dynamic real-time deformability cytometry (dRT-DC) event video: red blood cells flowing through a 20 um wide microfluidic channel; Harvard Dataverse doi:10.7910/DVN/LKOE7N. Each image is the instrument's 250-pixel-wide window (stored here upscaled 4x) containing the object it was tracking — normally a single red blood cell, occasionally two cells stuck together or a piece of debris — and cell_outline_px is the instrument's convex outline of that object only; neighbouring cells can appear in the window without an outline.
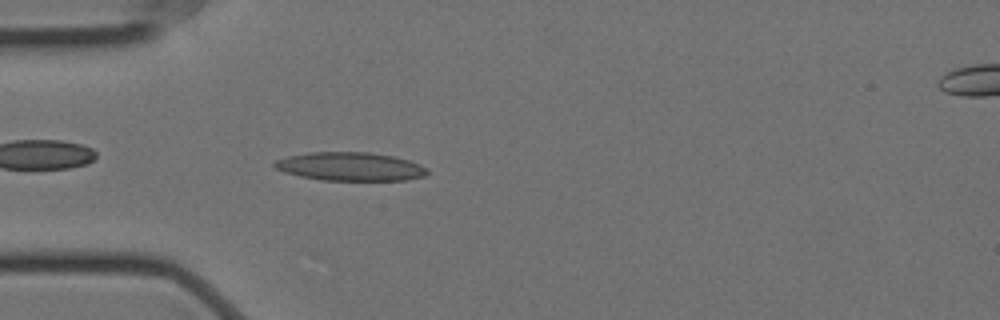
{"species": "Egyptian fruit bat (a non-hibernating species)", "species_latin": "Rousettus aegyptiacus", "temperature_condition": "cold", "stored_images_in_passage": 49, "camera_frame_rate_fps": 3000, "um_per_image_px": 0.085, "animal": {"sex": "female"}, "frame": {"image": 1, "passage_image": 15, "time_ms": 4.667, "image_size_px": [1000, 320], "cell_outline_px": [[428, 172], [424, 176], [404, 180], [320, 180], [300, 176], [284, 172], [276, 168], [272, 164], [276, 160], [288, 156], [308, 152], [368, 152], [392, 156], [408, 160], [420, 164], [428, 168]], "centroid_in_image_um": [29.76, 14.15], "position_along_channel_um": 55.2, "area_um2": 25.32}}
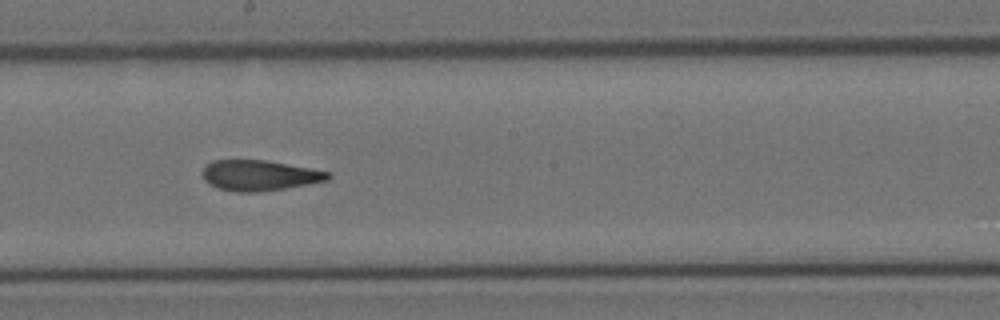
{"frame": {"image": 2, "passage_image": 30, "time_ms": 9.667, "image_size_px": [1000, 320], "cell_outline_px": [[332, 176], [328, 180], [308, 184], [260, 192], [236, 192], [220, 188], [208, 184], [204, 180], [204, 164], [212, 160], [268, 160], [312, 168], [332, 172]], "centroid_in_image_um": [22.08, 14.9], "position_along_channel_um": 226.1, "area_um2": 22.48}}
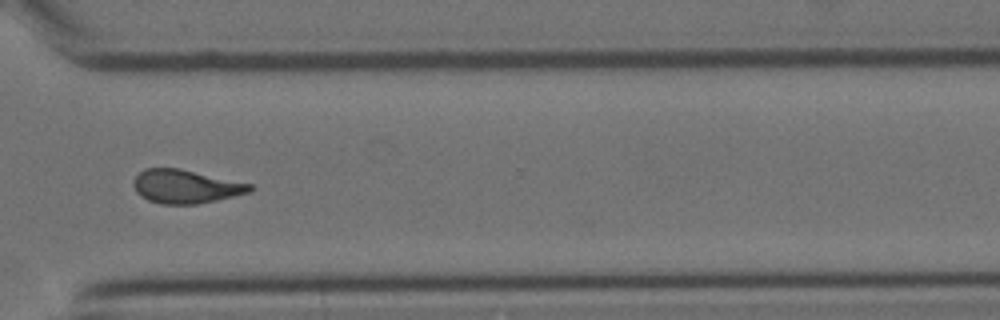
{"frame": {"image": 3, "passage_image": 41, "time_ms": 13.333, "image_size_px": [1000, 320], "cell_outline_px": [[256, 188], [252, 192], [216, 200], [196, 204], [160, 204], [148, 200], [140, 196], [136, 192], [132, 184], [136, 176], [144, 168], [180, 168], [252, 184]], "centroid_in_image_um": [15.79, 15.85], "position_along_channel_um": 354.8, "area_um2": 22.95}, "authors_computed_cell_mechanics": {"area_um2": 23.12, "velocity_mm_per_s": 3.5263, "shape_relaxation_time_tau1_ms": null, "shape_relaxation_time_tau2_ms": 2.0406, "deformation_change_tau1": null, "deformation_change_tau2": 0.1087}}